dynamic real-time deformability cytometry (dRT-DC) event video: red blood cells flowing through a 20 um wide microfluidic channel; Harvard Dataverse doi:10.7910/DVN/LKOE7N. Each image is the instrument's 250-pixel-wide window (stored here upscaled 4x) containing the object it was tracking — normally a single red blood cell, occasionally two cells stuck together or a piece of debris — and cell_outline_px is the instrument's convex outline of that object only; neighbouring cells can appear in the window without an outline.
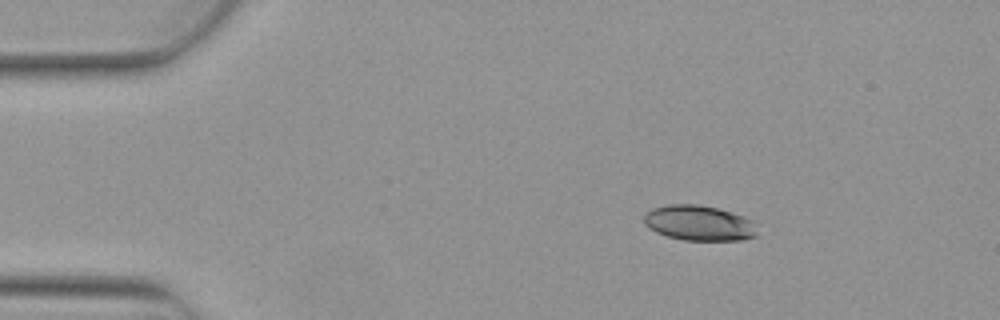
{"species": "Egyptian fruit bat (a non-hibernating species)", "species_latin": "Rousettus aegyptiacus", "temperature_condition": "warm", "stored_images_in_passage": 5, "camera_frame_rate_fps": 3000, "um_per_image_px": 0.085, "animal": {"sex": "female"}, "frame": {"image": 1, "passage_image": 3, "time_ms": 0.667, "image_size_px": [1000, 320], "cell_outline_px": [[756, 236], [740, 240], [684, 240], [668, 236], [656, 232], [648, 228], [644, 224], [644, 216], [652, 208], [668, 204], [696, 204], [716, 208], [744, 216], [752, 220]], "centroid_in_image_um": [59.38, 18.95], "position_along_channel_um": 25.6, "area_um2": 23.06}}